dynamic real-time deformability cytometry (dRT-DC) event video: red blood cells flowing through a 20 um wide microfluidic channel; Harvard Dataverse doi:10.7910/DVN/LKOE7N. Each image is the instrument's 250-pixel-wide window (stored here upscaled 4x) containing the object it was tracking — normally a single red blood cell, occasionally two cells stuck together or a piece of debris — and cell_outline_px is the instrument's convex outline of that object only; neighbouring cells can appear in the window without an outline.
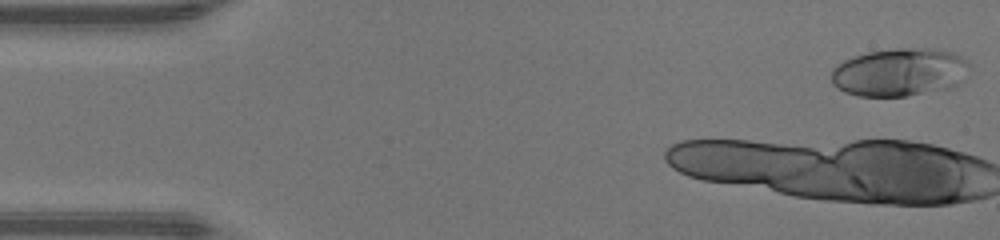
{"species": "human", "species_latin": "Homo sapiens", "temperature_condition": "warm", "stored_images_in_passage": 12, "camera_frame_rate_fps": 3000, "um_per_image_px": 0.085, "donor": {"sex": "male"}, "frame": {"image": 1, "passage_image": 1, "time_ms": 0.0, "image_size_px": [1000, 240], "cell_outline_px": [[968, 64], [956, 84], [948, 88], [904, 96], [856, 96], [844, 92], [836, 88], [832, 84], [832, 68], [836, 64], [844, 60], [868, 52], [896, 48], [928, 48], [952, 52], [968, 60]], "centroid_in_image_um": [76.37, 6.13], "position_along_channel_um": 8.6, "area_um2": 38.21}}